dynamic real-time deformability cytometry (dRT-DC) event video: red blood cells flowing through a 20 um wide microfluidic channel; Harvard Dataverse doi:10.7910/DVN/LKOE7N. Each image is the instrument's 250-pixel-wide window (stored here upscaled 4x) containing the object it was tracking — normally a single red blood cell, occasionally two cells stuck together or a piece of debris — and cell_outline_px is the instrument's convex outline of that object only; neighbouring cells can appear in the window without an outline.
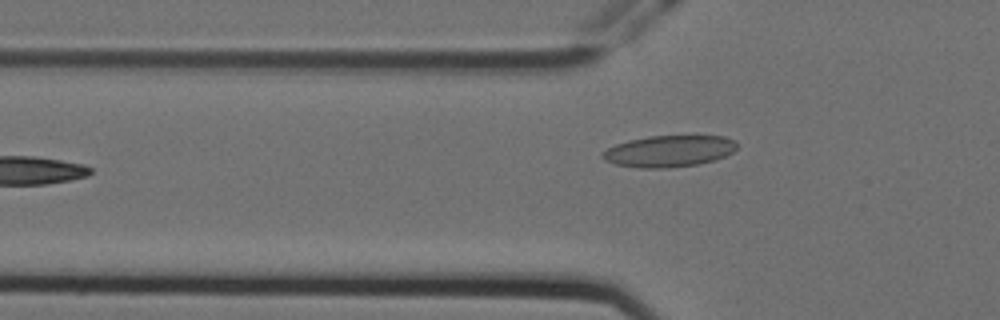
{"species": "Egyptian fruit bat (a non-hibernating species)", "species_latin": "Rousettus aegyptiacus", "temperature_condition": "cold", "stored_images_in_passage": 6, "camera_frame_rate_fps": 3000, "um_per_image_px": 0.085, "animal": {"sex": "female"}, "frame": {"image": 1, "passage_image": 6, "time_ms": 1.667, "image_size_px": [1000, 320], "cell_outline_px": [[736, 148], [732, 152], [716, 160], [700, 164], [668, 168], [640, 168], [616, 164], [604, 160], [600, 156], [600, 152], [616, 144], [628, 140], [648, 136], [724, 136], [736, 140]], "centroid_in_image_um": [56.85, 12.85], "position_along_channel_um": 68.9, "area_um2": 24.85}}